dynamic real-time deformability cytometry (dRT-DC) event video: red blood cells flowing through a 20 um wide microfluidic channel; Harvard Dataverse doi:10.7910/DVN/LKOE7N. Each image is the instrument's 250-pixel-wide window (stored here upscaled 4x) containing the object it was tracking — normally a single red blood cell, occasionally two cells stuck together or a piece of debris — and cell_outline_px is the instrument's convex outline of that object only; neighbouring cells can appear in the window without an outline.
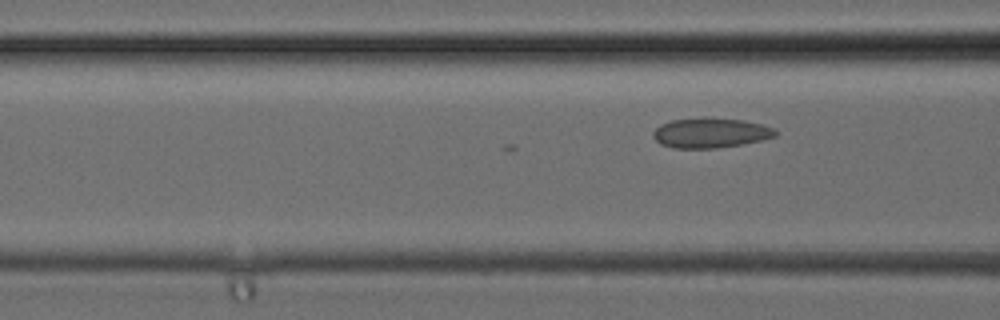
{"species": "common noctule bat (a hibernating species)", "species_latin": "Nyctalus noctula", "temperature_condition": "cold", "stored_images_in_passage": 31, "camera_frame_rate_fps": 3000, "um_per_image_px": 0.085, "animal": {"sex": "female", "body_mass_g": 24.6, "forearm_length_mm": 56.2}, "frame": {"image": 1, "passage_image": 11, "time_ms": 3.333, "image_size_px": [1000, 320], "cell_outline_px": [[780, 132], [776, 136], [744, 144], [716, 148], [672, 148], [660, 144], [652, 136], [652, 132], [660, 124], [672, 120], [700, 116], [740, 120], [760, 124], [776, 128]], "centroid_in_image_um": [60.38, 11.28], "position_along_channel_um": 106.2, "area_um2": 21.68}}
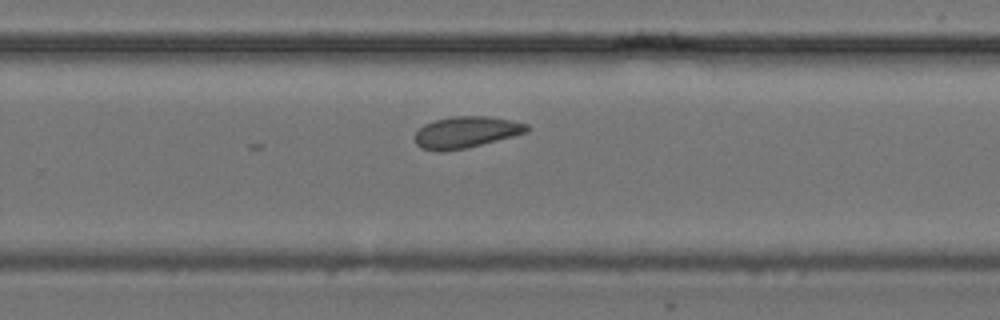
{"frame": {"image": 2, "passage_image": 20, "time_ms": 6.333, "image_size_px": [1000, 320], "cell_outline_px": [[532, 128], [528, 132], [464, 148], [440, 152], [436, 152], [420, 148], [416, 144], [416, 132], [424, 124], [436, 120], [452, 116], [488, 116], [512, 120], [528, 124]], "centroid_in_image_um": [39.62, 11.23], "position_along_channel_um": 290.2, "area_um2": 20.46}}
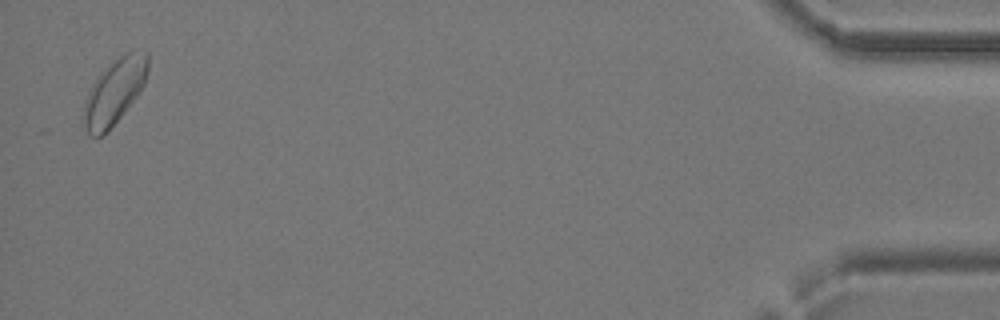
{"frame": {"image": 3, "passage_image": 31, "time_ms": 10.0, "image_size_px": [1000, 320], "cell_outline_px": [[148, 72], [144, 84], [140, 92], [108, 132], [104, 136], [92, 136], [88, 132], [80, 120], [84, 104], [88, 92], [96, 80], [120, 56], [128, 52], [148, 52]], "centroid_in_image_um": [9.72, 7.87], "position_along_channel_um": 425.5, "area_um2": 24.04}}